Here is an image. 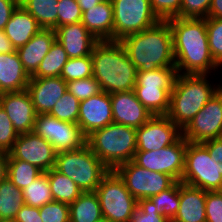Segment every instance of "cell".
<instances>
[{"label":"cell","mask_w":222,"mask_h":222,"mask_svg":"<svg viewBox=\"0 0 222 222\" xmlns=\"http://www.w3.org/2000/svg\"><path fill=\"white\" fill-rule=\"evenodd\" d=\"M173 40L177 74H207L218 70L208 44L205 19L174 17L167 20Z\"/></svg>","instance_id":"cell-1"},{"label":"cell","mask_w":222,"mask_h":222,"mask_svg":"<svg viewBox=\"0 0 222 222\" xmlns=\"http://www.w3.org/2000/svg\"><path fill=\"white\" fill-rule=\"evenodd\" d=\"M93 77L108 94L134 90L137 69L120 41H98L92 50Z\"/></svg>","instance_id":"cell-2"},{"label":"cell","mask_w":222,"mask_h":222,"mask_svg":"<svg viewBox=\"0 0 222 222\" xmlns=\"http://www.w3.org/2000/svg\"><path fill=\"white\" fill-rule=\"evenodd\" d=\"M137 71L175 67L172 31L168 21L120 40Z\"/></svg>","instance_id":"cell-3"},{"label":"cell","mask_w":222,"mask_h":222,"mask_svg":"<svg viewBox=\"0 0 222 222\" xmlns=\"http://www.w3.org/2000/svg\"><path fill=\"white\" fill-rule=\"evenodd\" d=\"M208 76L207 74H177L166 116L181 130L222 86L217 84L216 87L211 84L207 79Z\"/></svg>","instance_id":"cell-4"},{"label":"cell","mask_w":222,"mask_h":222,"mask_svg":"<svg viewBox=\"0 0 222 222\" xmlns=\"http://www.w3.org/2000/svg\"><path fill=\"white\" fill-rule=\"evenodd\" d=\"M86 143L109 170H114L118 165L134 159L137 151L136 129L111 123L93 131L87 136Z\"/></svg>","instance_id":"cell-5"},{"label":"cell","mask_w":222,"mask_h":222,"mask_svg":"<svg viewBox=\"0 0 222 222\" xmlns=\"http://www.w3.org/2000/svg\"><path fill=\"white\" fill-rule=\"evenodd\" d=\"M55 169L75 182L82 192H95L110 171L87 143L78 149L58 152Z\"/></svg>","instance_id":"cell-6"},{"label":"cell","mask_w":222,"mask_h":222,"mask_svg":"<svg viewBox=\"0 0 222 222\" xmlns=\"http://www.w3.org/2000/svg\"><path fill=\"white\" fill-rule=\"evenodd\" d=\"M176 76L177 70L175 67L137 71L134 92L138 101L152 115L167 114Z\"/></svg>","instance_id":"cell-7"},{"label":"cell","mask_w":222,"mask_h":222,"mask_svg":"<svg viewBox=\"0 0 222 222\" xmlns=\"http://www.w3.org/2000/svg\"><path fill=\"white\" fill-rule=\"evenodd\" d=\"M103 218L111 222H130L138 201L127 190L124 181L110 170L95 190Z\"/></svg>","instance_id":"cell-8"},{"label":"cell","mask_w":222,"mask_h":222,"mask_svg":"<svg viewBox=\"0 0 222 222\" xmlns=\"http://www.w3.org/2000/svg\"><path fill=\"white\" fill-rule=\"evenodd\" d=\"M181 182L204 191H222V175L202 143L187 141Z\"/></svg>","instance_id":"cell-9"},{"label":"cell","mask_w":222,"mask_h":222,"mask_svg":"<svg viewBox=\"0 0 222 222\" xmlns=\"http://www.w3.org/2000/svg\"><path fill=\"white\" fill-rule=\"evenodd\" d=\"M114 12V41L153 27L161 20L150 0H111Z\"/></svg>","instance_id":"cell-10"},{"label":"cell","mask_w":222,"mask_h":222,"mask_svg":"<svg viewBox=\"0 0 222 222\" xmlns=\"http://www.w3.org/2000/svg\"><path fill=\"white\" fill-rule=\"evenodd\" d=\"M114 171L137 201L158 195L176 182L170 175L147 170L133 160L118 165Z\"/></svg>","instance_id":"cell-11"},{"label":"cell","mask_w":222,"mask_h":222,"mask_svg":"<svg viewBox=\"0 0 222 222\" xmlns=\"http://www.w3.org/2000/svg\"><path fill=\"white\" fill-rule=\"evenodd\" d=\"M187 141L181 136L175 143L156 151H136L133 161L154 172L170 175L181 181L185 167Z\"/></svg>","instance_id":"cell-12"},{"label":"cell","mask_w":222,"mask_h":222,"mask_svg":"<svg viewBox=\"0 0 222 222\" xmlns=\"http://www.w3.org/2000/svg\"><path fill=\"white\" fill-rule=\"evenodd\" d=\"M33 131L50 142L57 153L81 148L87 139L78 124L58 120L49 114H37Z\"/></svg>","instance_id":"cell-13"},{"label":"cell","mask_w":222,"mask_h":222,"mask_svg":"<svg viewBox=\"0 0 222 222\" xmlns=\"http://www.w3.org/2000/svg\"><path fill=\"white\" fill-rule=\"evenodd\" d=\"M182 136L194 143L222 137V86L182 130Z\"/></svg>","instance_id":"cell-14"},{"label":"cell","mask_w":222,"mask_h":222,"mask_svg":"<svg viewBox=\"0 0 222 222\" xmlns=\"http://www.w3.org/2000/svg\"><path fill=\"white\" fill-rule=\"evenodd\" d=\"M8 154L9 159L23 160L43 172L55 168L56 150L50 142L34 131L19 134Z\"/></svg>","instance_id":"cell-15"},{"label":"cell","mask_w":222,"mask_h":222,"mask_svg":"<svg viewBox=\"0 0 222 222\" xmlns=\"http://www.w3.org/2000/svg\"><path fill=\"white\" fill-rule=\"evenodd\" d=\"M182 130L166 115H153L136 129L137 151H156L175 143Z\"/></svg>","instance_id":"cell-16"},{"label":"cell","mask_w":222,"mask_h":222,"mask_svg":"<svg viewBox=\"0 0 222 222\" xmlns=\"http://www.w3.org/2000/svg\"><path fill=\"white\" fill-rule=\"evenodd\" d=\"M0 106L6 111L18 134L34 130L37 113L26 89L0 94Z\"/></svg>","instance_id":"cell-17"},{"label":"cell","mask_w":222,"mask_h":222,"mask_svg":"<svg viewBox=\"0 0 222 222\" xmlns=\"http://www.w3.org/2000/svg\"><path fill=\"white\" fill-rule=\"evenodd\" d=\"M113 123L110 94L105 91L80 101L78 125L87 137L93 131Z\"/></svg>","instance_id":"cell-18"},{"label":"cell","mask_w":222,"mask_h":222,"mask_svg":"<svg viewBox=\"0 0 222 222\" xmlns=\"http://www.w3.org/2000/svg\"><path fill=\"white\" fill-rule=\"evenodd\" d=\"M113 123L135 129L153 115L138 101L134 90L110 94Z\"/></svg>","instance_id":"cell-19"},{"label":"cell","mask_w":222,"mask_h":222,"mask_svg":"<svg viewBox=\"0 0 222 222\" xmlns=\"http://www.w3.org/2000/svg\"><path fill=\"white\" fill-rule=\"evenodd\" d=\"M28 91L37 114H49L58 100L67 92V82L60 76L30 78Z\"/></svg>","instance_id":"cell-20"},{"label":"cell","mask_w":222,"mask_h":222,"mask_svg":"<svg viewBox=\"0 0 222 222\" xmlns=\"http://www.w3.org/2000/svg\"><path fill=\"white\" fill-rule=\"evenodd\" d=\"M56 40L65 49L68 58L89 56L98 40L81 23L56 28Z\"/></svg>","instance_id":"cell-21"},{"label":"cell","mask_w":222,"mask_h":222,"mask_svg":"<svg viewBox=\"0 0 222 222\" xmlns=\"http://www.w3.org/2000/svg\"><path fill=\"white\" fill-rule=\"evenodd\" d=\"M179 209L171 222H206V191L179 181Z\"/></svg>","instance_id":"cell-22"},{"label":"cell","mask_w":222,"mask_h":222,"mask_svg":"<svg viewBox=\"0 0 222 222\" xmlns=\"http://www.w3.org/2000/svg\"><path fill=\"white\" fill-rule=\"evenodd\" d=\"M56 40L53 29H41L24 46L16 49L25 71L31 77Z\"/></svg>","instance_id":"cell-23"},{"label":"cell","mask_w":222,"mask_h":222,"mask_svg":"<svg viewBox=\"0 0 222 222\" xmlns=\"http://www.w3.org/2000/svg\"><path fill=\"white\" fill-rule=\"evenodd\" d=\"M81 23L98 40L114 41V12L111 0H103L96 7L82 13Z\"/></svg>","instance_id":"cell-24"},{"label":"cell","mask_w":222,"mask_h":222,"mask_svg":"<svg viewBox=\"0 0 222 222\" xmlns=\"http://www.w3.org/2000/svg\"><path fill=\"white\" fill-rule=\"evenodd\" d=\"M30 78L17 52L0 54V94L25 90Z\"/></svg>","instance_id":"cell-25"},{"label":"cell","mask_w":222,"mask_h":222,"mask_svg":"<svg viewBox=\"0 0 222 222\" xmlns=\"http://www.w3.org/2000/svg\"><path fill=\"white\" fill-rule=\"evenodd\" d=\"M41 29L37 20L19 4L5 25L4 33L18 49L27 44Z\"/></svg>","instance_id":"cell-26"},{"label":"cell","mask_w":222,"mask_h":222,"mask_svg":"<svg viewBox=\"0 0 222 222\" xmlns=\"http://www.w3.org/2000/svg\"><path fill=\"white\" fill-rule=\"evenodd\" d=\"M70 222H97L103 218L95 192H83L69 204Z\"/></svg>","instance_id":"cell-27"},{"label":"cell","mask_w":222,"mask_h":222,"mask_svg":"<svg viewBox=\"0 0 222 222\" xmlns=\"http://www.w3.org/2000/svg\"><path fill=\"white\" fill-rule=\"evenodd\" d=\"M42 29L58 28V0H20Z\"/></svg>","instance_id":"cell-28"},{"label":"cell","mask_w":222,"mask_h":222,"mask_svg":"<svg viewBox=\"0 0 222 222\" xmlns=\"http://www.w3.org/2000/svg\"><path fill=\"white\" fill-rule=\"evenodd\" d=\"M46 175L54 201L70 204L83 193L75 182L55 168L47 171Z\"/></svg>","instance_id":"cell-29"},{"label":"cell","mask_w":222,"mask_h":222,"mask_svg":"<svg viewBox=\"0 0 222 222\" xmlns=\"http://www.w3.org/2000/svg\"><path fill=\"white\" fill-rule=\"evenodd\" d=\"M24 205L23 192L8 178L0 183V220L13 221Z\"/></svg>","instance_id":"cell-30"},{"label":"cell","mask_w":222,"mask_h":222,"mask_svg":"<svg viewBox=\"0 0 222 222\" xmlns=\"http://www.w3.org/2000/svg\"><path fill=\"white\" fill-rule=\"evenodd\" d=\"M68 59L63 46L55 40L49 52L39 64L37 71L31 76V78L60 76Z\"/></svg>","instance_id":"cell-31"},{"label":"cell","mask_w":222,"mask_h":222,"mask_svg":"<svg viewBox=\"0 0 222 222\" xmlns=\"http://www.w3.org/2000/svg\"><path fill=\"white\" fill-rule=\"evenodd\" d=\"M43 173L37 166L18 159H8L7 178L21 191Z\"/></svg>","instance_id":"cell-32"},{"label":"cell","mask_w":222,"mask_h":222,"mask_svg":"<svg viewBox=\"0 0 222 222\" xmlns=\"http://www.w3.org/2000/svg\"><path fill=\"white\" fill-rule=\"evenodd\" d=\"M23 192L24 204L36 208L53 201L50 189L49 179L46 172H43L36 180H34Z\"/></svg>","instance_id":"cell-33"},{"label":"cell","mask_w":222,"mask_h":222,"mask_svg":"<svg viewBox=\"0 0 222 222\" xmlns=\"http://www.w3.org/2000/svg\"><path fill=\"white\" fill-rule=\"evenodd\" d=\"M157 208V212L172 221L179 209V181L170 188L149 198Z\"/></svg>","instance_id":"cell-34"},{"label":"cell","mask_w":222,"mask_h":222,"mask_svg":"<svg viewBox=\"0 0 222 222\" xmlns=\"http://www.w3.org/2000/svg\"><path fill=\"white\" fill-rule=\"evenodd\" d=\"M93 76L92 57L83 56L77 58H69L64 65L60 77L65 82L73 80L85 79Z\"/></svg>","instance_id":"cell-35"},{"label":"cell","mask_w":222,"mask_h":222,"mask_svg":"<svg viewBox=\"0 0 222 222\" xmlns=\"http://www.w3.org/2000/svg\"><path fill=\"white\" fill-rule=\"evenodd\" d=\"M80 101L68 91L58 100L49 115L61 121L78 124Z\"/></svg>","instance_id":"cell-36"},{"label":"cell","mask_w":222,"mask_h":222,"mask_svg":"<svg viewBox=\"0 0 222 222\" xmlns=\"http://www.w3.org/2000/svg\"><path fill=\"white\" fill-rule=\"evenodd\" d=\"M205 23L210 53L214 61L222 66V19L206 18Z\"/></svg>","instance_id":"cell-37"},{"label":"cell","mask_w":222,"mask_h":222,"mask_svg":"<svg viewBox=\"0 0 222 222\" xmlns=\"http://www.w3.org/2000/svg\"><path fill=\"white\" fill-rule=\"evenodd\" d=\"M67 91L79 101L86 100L102 92L100 84L91 76L85 79L67 82Z\"/></svg>","instance_id":"cell-38"},{"label":"cell","mask_w":222,"mask_h":222,"mask_svg":"<svg viewBox=\"0 0 222 222\" xmlns=\"http://www.w3.org/2000/svg\"><path fill=\"white\" fill-rule=\"evenodd\" d=\"M130 222H171L157 212V208L150 199H139Z\"/></svg>","instance_id":"cell-39"},{"label":"cell","mask_w":222,"mask_h":222,"mask_svg":"<svg viewBox=\"0 0 222 222\" xmlns=\"http://www.w3.org/2000/svg\"><path fill=\"white\" fill-rule=\"evenodd\" d=\"M43 222H70L69 204L51 201L40 208Z\"/></svg>","instance_id":"cell-40"},{"label":"cell","mask_w":222,"mask_h":222,"mask_svg":"<svg viewBox=\"0 0 222 222\" xmlns=\"http://www.w3.org/2000/svg\"><path fill=\"white\" fill-rule=\"evenodd\" d=\"M82 11L76 0H58V27L81 22Z\"/></svg>","instance_id":"cell-41"},{"label":"cell","mask_w":222,"mask_h":222,"mask_svg":"<svg viewBox=\"0 0 222 222\" xmlns=\"http://www.w3.org/2000/svg\"><path fill=\"white\" fill-rule=\"evenodd\" d=\"M212 0H182L177 17L206 19Z\"/></svg>","instance_id":"cell-42"},{"label":"cell","mask_w":222,"mask_h":222,"mask_svg":"<svg viewBox=\"0 0 222 222\" xmlns=\"http://www.w3.org/2000/svg\"><path fill=\"white\" fill-rule=\"evenodd\" d=\"M18 135L6 111L0 106V151L8 153Z\"/></svg>","instance_id":"cell-43"},{"label":"cell","mask_w":222,"mask_h":222,"mask_svg":"<svg viewBox=\"0 0 222 222\" xmlns=\"http://www.w3.org/2000/svg\"><path fill=\"white\" fill-rule=\"evenodd\" d=\"M151 8L161 21L177 17L180 14L182 0H150Z\"/></svg>","instance_id":"cell-44"},{"label":"cell","mask_w":222,"mask_h":222,"mask_svg":"<svg viewBox=\"0 0 222 222\" xmlns=\"http://www.w3.org/2000/svg\"><path fill=\"white\" fill-rule=\"evenodd\" d=\"M206 222H222V191H206Z\"/></svg>","instance_id":"cell-45"},{"label":"cell","mask_w":222,"mask_h":222,"mask_svg":"<svg viewBox=\"0 0 222 222\" xmlns=\"http://www.w3.org/2000/svg\"><path fill=\"white\" fill-rule=\"evenodd\" d=\"M215 160L217 171L222 175V137L211 139L202 143Z\"/></svg>","instance_id":"cell-46"},{"label":"cell","mask_w":222,"mask_h":222,"mask_svg":"<svg viewBox=\"0 0 222 222\" xmlns=\"http://www.w3.org/2000/svg\"><path fill=\"white\" fill-rule=\"evenodd\" d=\"M13 222H43L40 216V208L24 204L17 212Z\"/></svg>","instance_id":"cell-47"},{"label":"cell","mask_w":222,"mask_h":222,"mask_svg":"<svg viewBox=\"0 0 222 222\" xmlns=\"http://www.w3.org/2000/svg\"><path fill=\"white\" fill-rule=\"evenodd\" d=\"M19 4L20 0H0V30H4L5 25Z\"/></svg>","instance_id":"cell-48"},{"label":"cell","mask_w":222,"mask_h":222,"mask_svg":"<svg viewBox=\"0 0 222 222\" xmlns=\"http://www.w3.org/2000/svg\"><path fill=\"white\" fill-rule=\"evenodd\" d=\"M16 52V48L13 46L9 38L4 33V30H0V54Z\"/></svg>","instance_id":"cell-49"},{"label":"cell","mask_w":222,"mask_h":222,"mask_svg":"<svg viewBox=\"0 0 222 222\" xmlns=\"http://www.w3.org/2000/svg\"><path fill=\"white\" fill-rule=\"evenodd\" d=\"M207 18L222 19V0H212Z\"/></svg>","instance_id":"cell-50"},{"label":"cell","mask_w":222,"mask_h":222,"mask_svg":"<svg viewBox=\"0 0 222 222\" xmlns=\"http://www.w3.org/2000/svg\"><path fill=\"white\" fill-rule=\"evenodd\" d=\"M8 159L9 154L7 152L0 151V183L7 178Z\"/></svg>","instance_id":"cell-51"},{"label":"cell","mask_w":222,"mask_h":222,"mask_svg":"<svg viewBox=\"0 0 222 222\" xmlns=\"http://www.w3.org/2000/svg\"><path fill=\"white\" fill-rule=\"evenodd\" d=\"M102 1L103 0H76L81 8L82 13L91 9L92 7H96V5Z\"/></svg>","instance_id":"cell-52"},{"label":"cell","mask_w":222,"mask_h":222,"mask_svg":"<svg viewBox=\"0 0 222 222\" xmlns=\"http://www.w3.org/2000/svg\"><path fill=\"white\" fill-rule=\"evenodd\" d=\"M97 222H111V221H109V220L106 219V218H102V219L98 220Z\"/></svg>","instance_id":"cell-53"},{"label":"cell","mask_w":222,"mask_h":222,"mask_svg":"<svg viewBox=\"0 0 222 222\" xmlns=\"http://www.w3.org/2000/svg\"><path fill=\"white\" fill-rule=\"evenodd\" d=\"M0 222H13V221L0 220Z\"/></svg>","instance_id":"cell-54"}]
</instances>
